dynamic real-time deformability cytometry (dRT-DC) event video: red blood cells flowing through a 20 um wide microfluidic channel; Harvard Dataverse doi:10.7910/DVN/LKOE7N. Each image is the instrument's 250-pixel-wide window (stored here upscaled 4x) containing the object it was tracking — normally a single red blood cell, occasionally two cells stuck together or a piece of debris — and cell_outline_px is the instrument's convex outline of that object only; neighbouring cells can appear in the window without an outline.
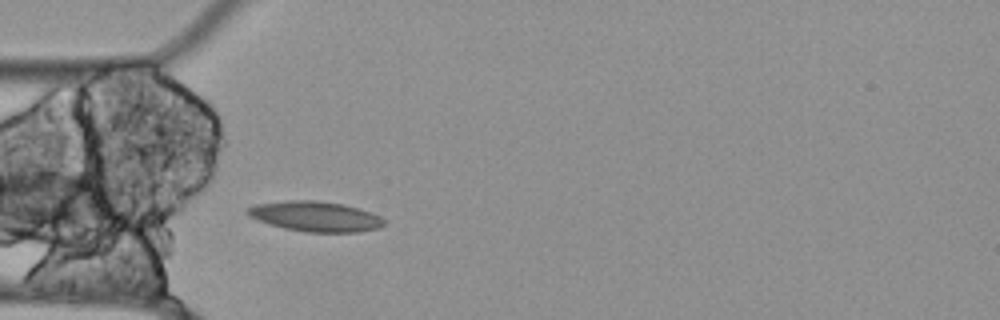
{"species": "Egyptian fruit bat (a non-hibernating species)", "species_latin": "Rousettus aegyptiacus", "temperature_condition": "cold", "stored_images_in_passage": 13, "camera_frame_rate_fps": 3000, "um_per_image_px": 0.085, "animal": {"sex": "female"}, "frame": {"image": 1, "passage_image": 13, "time_ms": 4.0, "image_size_px": [1000, 320], "cell_outline_px": [[384, 224], [380, 228], [356, 232], [304, 232], [284, 228], [268, 224], [256, 220], [248, 216], [244, 212], [244, 208], [256, 204], [288, 200], [312, 200], [344, 204], [380, 216], [384, 220]], "centroid_in_image_um": [26.72, 18.4], "position_along_channel_um": 58.3, "area_um2": 24.1}}